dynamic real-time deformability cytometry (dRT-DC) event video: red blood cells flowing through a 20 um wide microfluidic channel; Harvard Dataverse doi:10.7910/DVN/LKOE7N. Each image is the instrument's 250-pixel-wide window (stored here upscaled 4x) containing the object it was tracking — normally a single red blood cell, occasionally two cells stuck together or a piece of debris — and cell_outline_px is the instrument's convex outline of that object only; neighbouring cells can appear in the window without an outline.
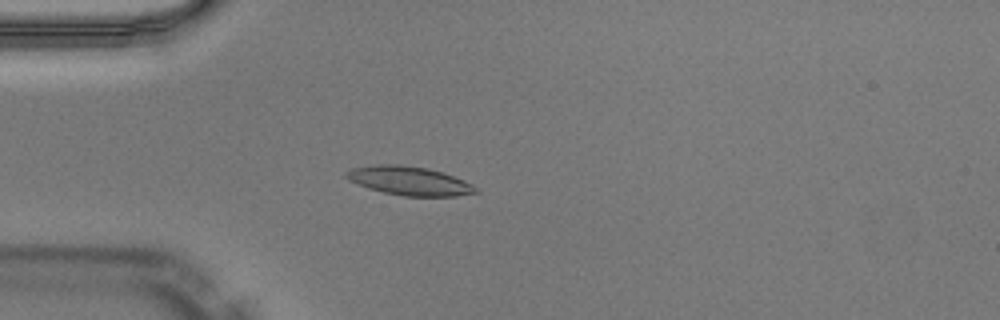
{"species": "Egyptian fruit bat (a non-hibernating species)", "species_latin": "Rousettus aegyptiacus", "temperature_condition": "warm", "stored_images_in_passage": 50, "camera_frame_rate_fps": 3000, "um_per_image_px": 0.085, "animal": {"sex": "male"}, "frame": {"image": 1, "passage_image": 14, "time_ms": 4.333, "image_size_px": [1000, 320], "cell_outline_px": [[480, 192], [456, 196], [404, 196], [384, 192], [368, 188], [348, 180], [344, 176], [344, 172], [352, 168], [376, 164], [400, 164], [428, 168], [444, 172], [464, 180], [472, 184]], "centroid_in_image_um": [34.78, 15.36], "position_along_channel_um": 50.2, "area_um2": 21.91}}
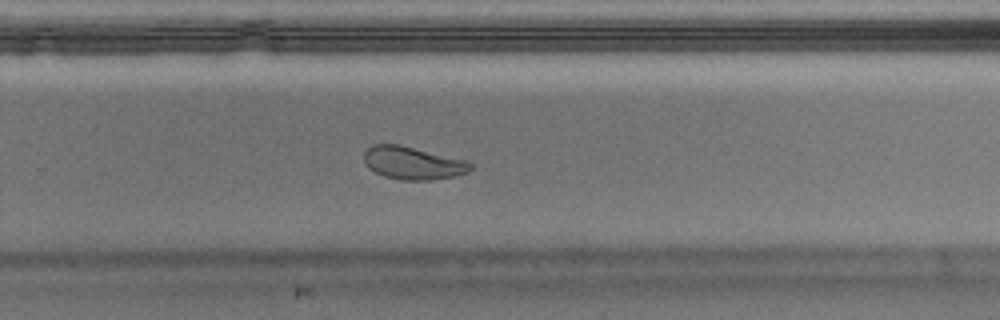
{"frame": {"image": 2, "passage_image": 33, "time_ms": 10.667, "image_size_px": [1000, 320], "cell_outline_px": [[472, 168], [468, 172], [456, 176], [432, 180], [400, 180], [384, 176], [368, 168], [364, 164], [364, 152], [372, 144], [400, 144], [468, 160], [472, 164]], "centroid_in_image_um": [35.1, 13.85], "position_along_channel_um": 294.7, "area_um2": 20.69}}
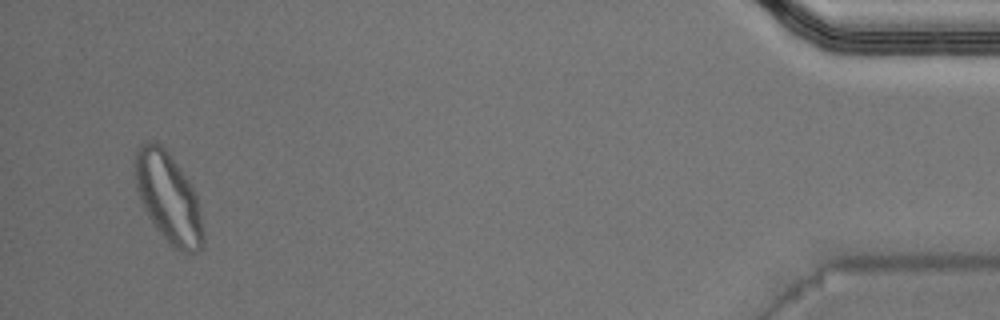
{"frame": {"image": 3, "passage_image": 48, "time_ms": 15.667, "image_size_px": [1000, 320], "cell_outline_px": [[204, 240], [200, 248], [196, 252], [184, 252], [176, 248], [156, 228], [148, 216], [140, 200], [136, 188], [136, 148], [140, 144], [148, 140], [152, 140], [160, 144], [168, 152], [188, 180], [196, 192]], "centroid_in_image_um": [14.3, 16.77], "position_along_channel_um": 420.9, "area_um2": 34.97}, "authors_computed_cell_mechanics": {"area_um2": 20.7791, "velocity_mm_per_s": 4.0407, "shape_relaxation_time_tau1_ms": null, "shape_relaxation_time_tau2_ms": 1.7554, "deformation_change_tau1": null, "deformation_change_tau2": 0.0716}}